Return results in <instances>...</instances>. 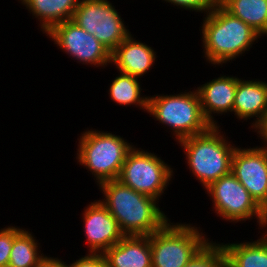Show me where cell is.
I'll list each match as a JSON object with an SVG mask.
<instances>
[{"label": "cell", "mask_w": 267, "mask_h": 267, "mask_svg": "<svg viewBox=\"0 0 267 267\" xmlns=\"http://www.w3.org/2000/svg\"><path fill=\"white\" fill-rule=\"evenodd\" d=\"M263 232H265L267 234V211H266V221H265V226L263 228Z\"/></svg>", "instance_id": "29"}, {"label": "cell", "mask_w": 267, "mask_h": 267, "mask_svg": "<svg viewBox=\"0 0 267 267\" xmlns=\"http://www.w3.org/2000/svg\"><path fill=\"white\" fill-rule=\"evenodd\" d=\"M45 36L77 64L104 69L111 63V53L107 48L72 20L57 24Z\"/></svg>", "instance_id": "10"}, {"label": "cell", "mask_w": 267, "mask_h": 267, "mask_svg": "<svg viewBox=\"0 0 267 267\" xmlns=\"http://www.w3.org/2000/svg\"><path fill=\"white\" fill-rule=\"evenodd\" d=\"M257 135L258 139L262 141L263 144L260 147L267 148V110L262 116V118L251 128Z\"/></svg>", "instance_id": "26"}, {"label": "cell", "mask_w": 267, "mask_h": 267, "mask_svg": "<svg viewBox=\"0 0 267 267\" xmlns=\"http://www.w3.org/2000/svg\"><path fill=\"white\" fill-rule=\"evenodd\" d=\"M236 88L237 77L228 74L197 86L202 112L211 126H220L215 115L233 114Z\"/></svg>", "instance_id": "13"}, {"label": "cell", "mask_w": 267, "mask_h": 267, "mask_svg": "<svg viewBox=\"0 0 267 267\" xmlns=\"http://www.w3.org/2000/svg\"><path fill=\"white\" fill-rule=\"evenodd\" d=\"M98 188L104 197L99 200L116 219L125 236H149L170 220L158 206V200L133 190L117 179L103 182Z\"/></svg>", "instance_id": "1"}, {"label": "cell", "mask_w": 267, "mask_h": 267, "mask_svg": "<svg viewBox=\"0 0 267 267\" xmlns=\"http://www.w3.org/2000/svg\"><path fill=\"white\" fill-rule=\"evenodd\" d=\"M24 229L14 240L8 267H39L47 255L41 253L39 240Z\"/></svg>", "instance_id": "21"}, {"label": "cell", "mask_w": 267, "mask_h": 267, "mask_svg": "<svg viewBox=\"0 0 267 267\" xmlns=\"http://www.w3.org/2000/svg\"><path fill=\"white\" fill-rule=\"evenodd\" d=\"M174 171L156 153L134 146L122 165L119 180L133 190L160 201L174 180Z\"/></svg>", "instance_id": "7"}, {"label": "cell", "mask_w": 267, "mask_h": 267, "mask_svg": "<svg viewBox=\"0 0 267 267\" xmlns=\"http://www.w3.org/2000/svg\"><path fill=\"white\" fill-rule=\"evenodd\" d=\"M204 191L213 203L212 211L221 220L236 224L255 219L258 230H263L266 212L231 172L212 182Z\"/></svg>", "instance_id": "8"}, {"label": "cell", "mask_w": 267, "mask_h": 267, "mask_svg": "<svg viewBox=\"0 0 267 267\" xmlns=\"http://www.w3.org/2000/svg\"><path fill=\"white\" fill-rule=\"evenodd\" d=\"M222 267H234L227 259L224 261Z\"/></svg>", "instance_id": "28"}, {"label": "cell", "mask_w": 267, "mask_h": 267, "mask_svg": "<svg viewBox=\"0 0 267 267\" xmlns=\"http://www.w3.org/2000/svg\"><path fill=\"white\" fill-rule=\"evenodd\" d=\"M39 267H66V262L57 257L47 256L40 264Z\"/></svg>", "instance_id": "27"}, {"label": "cell", "mask_w": 267, "mask_h": 267, "mask_svg": "<svg viewBox=\"0 0 267 267\" xmlns=\"http://www.w3.org/2000/svg\"><path fill=\"white\" fill-rule=\"evenodd\" d=\"M202 20L199 30L203 58L214 67H223V64L244 56L261 38L254 29L231 15L220 4Z\"/></svg>", "instance_id": "2"}, {"label": "cell", "mask_w": 267, "mask_h": 267, "mask_svg": "<svg viewBox=\"0 0 267 267\" xmlns=\"http://www.w3.org/2000/svg\"><path fill=\"white\" fill-rule=\"evenodd\" d=\"M163 1L169 3L173 7L176 6L179 9L203 13V16L220 4L219 0H162V2Z\"/></svg>", "instance_id": "24"}, {"label": "cell", "mask_w": 267, "mask_h": 267, "mask_svg": "<svg viewBox=\"0 0 267 267\" xmlns=\"http://www.w3.org/2000/svg\"><path fill=\"white\" fill-rule=\"evenodd\" d=\"M156 52L130 34L111 53V64L121 73L141 78L154 67Z\"/></svg>", "instance_id": "14"}, {"label": "cell", "mask_w": 267, "mask_h": 267, "mask_svg": "<svg viewBox=\"0 0 267 267\" xmlns=\"http://www.w3.org/2000/svg\"><path fill=\"white\" fill-rule=\"evenodd\" d=\"M196 226L169 220L160 230L152 233V267H184L210 240L203 229Z\"/></svg>", "instance_id": "6"}, {"label": "cell", "mask_w": 267, "mask_h": 267, "mask_svg": "<svg viewBox=\"0 0 267 267\" xmlns=\"http://www.w3.org/2000/svg\"><path fill=\"white\" fill-rule=\"evenodd\" d=\"M20 226L7 225L0 229V267H8L13 240L24 230Z\"/></svg>", "instance_id": "23"}, {"label": "cell", "mask_w": 267, "mask_h": 267, "mask_svg": "<svg viewBox=\"0 0 267 267\" xmlns=\"http://www.w3.org/2000/svg\"><path fill=\"white\" fill-rule=\"evenodd\" d=\"M220 5L260 36L267 37V0H222Z\"/></svg>", "instance_id": "19"}, {"label": "cell", "mask_w": 267, "mask_h": 267, "mask_svg": "<svg viewBox=\"0 0 267 267\" xmlns=\"http://www.w3.org/2000/svg\"><path fill=\"white\" fill-rule=\"evenodd\" d=\"M261 234L254 241L222 242L227 260L234 267H267V234Z\"/></svg>", "instance_id": "18"}, {"label": "cell", "mask_w": 267, "mask_h": 267, "mask_svg": "<svg viewBox=\"0 0 267 267\" xmlns=\"http://www.w3.org/2000/svg\"><path fill=\"white\" fill-rule=\"evenodd\" d=\"M231 173L247 189L256 203L267 211V148L237 146Z\"/></svg>", "instance_id": "11"}, {"label": "cell", "mask_w": 267, "mask_h": 267, "mask_svg": "<svg viewBox=\"0 0 267 267\" xmlns=\"http://www.w3.org/2000/svg\"><path fill=\"white\" fill-rule=\"evenodd\" d=\"M147 113L159 124L167 126L176 142L205 133L212 127L202 112L196 88L192 91L180 90L173 95L149 96Z\"/></svg>", "instance_id": "5"}, {"label": "cell", "mask_w": 267, "mask_h": 267, "mask_svg": "<svg viewBox=\"0 0 267 267\" xmlns=\"http://www.w3.org/2000/svg\"><path fill=\"white\" fill-rule=\"evenodd\" d=\"M39 22L38 27L47 34L54 26L72 20L80 0H18Z\"/></svg>", "instance_id": "17"}, {"label": "cell", "mask_w": 267, "mask_h": 267, "mask_svg": "<svg viewBox=\"0 0 267 267\" xmlns=\"http://www.w3.org/2000/svg\"><path fill=\"white\" fill-rule=\"evenodd\" d=\"M267 110V82L264 80L237 77L233 114L238 120L251 121L252 128Z\"/></svg>", "instance_id": "15"}, {"label": "cell", "mask_w": 267, "mask_h": 267, "mask_svg": "<svg viewBox=\"0 0 267 267\" xmlns=\"http://www.w3.org/2000/svg\"><path fill=\"white\" fill-rule=\"evenodd\" d=\"M210 239L184 267H222L227 259L220 242Z\"/></svg>", "instance_id": "22"}, {"label": "cell", "mask_w": 267, "mask_h": 267, "mask_svg": "<svg viewBox=\"0 0 267 267\" xmlns=\"http://www.w3.org/2000/svg\"><path fill=\"white\" fill-rule=\"evenodd\" d=\"M86 253H101L118 243L125 235L116 219L100 200L89 202L82 212Z\"/></svg>", "instance_id": "12"}, {"label": "cell", "mask_w": 267, "mask_h": 267, "mask_svg": "<svg viewBox=\"0 0 267 267\" xmlns=\"http://www.w3.org/2000/svg\"><path fill=\"white\" fill-rule=\"evenodd\" d=\"M113 4L109 0H80L72 18L110 53L131 34Z\"/></svg>", "instance_id": "9"}, {"label": "cell", "mask_w": 267, "mask_h": 267, "mask_svg": "<svg viewBox=\"0 0 267 267\" xmlns=\"http://www.w3.org/2000/svg\"><path fill=\"white\" fill-rule=\"evenodd\" d=\"M66 267H107V265L103 254L87 253L72 263H66Z\"/></svg>", "instance_id": "25"}, {"label": "cell", "mask_w": 267, "mask_h": 267, "mask_svg": "<svg viewBox=\"0 0 267 267\" xmlns=\"http://www.w3.org/2000/svg\"><path fill=\"white\" fill-rule=\"evenodd\" d=\"M107 267H152L149 236H124L103 253Z\"/></svg>", "instance_id": "16"}, {"label": "cell", "mask_w": 267, "mask_h": 267, "mask_svg": "<svg viewBox=\"0 0 267 267\" xmlns=\"http://www.w3.org/2000/svg\"><path fill=\"white\" fill-rule=\"evenodd\" d=\"M77 140V164L92 173L97 186L118 179L127 154L135 146L123 136L93 128H87Z\"/></svg>", "instance_id": "4"}, {"label": "cell", "mask_w": 267, "mask_h": 267, "mask_svg": "<svg viewBox=\"0 0 267 267\" xmlns=\"http://www.w3.org/2000/svg\"><path fill=\"white\" fill-rule=\"evenodd\" d=\"M109 85L108 94L110 99L119 106L138 107L139 109L147 112L148 110V98L149 96H142V84L140 79L128 74L121 73L119 71Z\"/></svg>", "instance_id": "20"}, {"label": "cell", "mask_w": 267, "mask_h": 267, "mask_svg": "<svg viewBox=\"0 0 267 267\" xmlns=\"http://www.w3.org/2000/svg\"><path fill=\"white\" fill-rule=\"evenodd\" d=\"M212 126L199 135L184 138L177 142L186 159L191 175L199 181L203 189L212 182L231 172L232 156L237 147L222 130ZM225 134V135H224Z\"/></svg>", "instance_id": "3"}]
</instances>
